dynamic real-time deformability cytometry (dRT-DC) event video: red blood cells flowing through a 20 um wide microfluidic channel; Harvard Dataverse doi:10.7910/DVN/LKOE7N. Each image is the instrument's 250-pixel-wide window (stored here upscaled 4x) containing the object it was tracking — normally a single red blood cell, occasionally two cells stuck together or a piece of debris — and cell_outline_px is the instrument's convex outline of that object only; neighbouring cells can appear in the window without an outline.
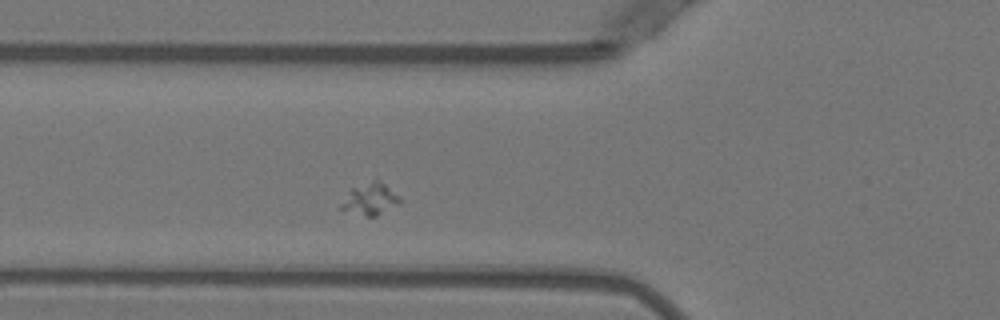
{"species": "Egyptian fruit bat (a non-hibernating species)", "species_latin": "Rousettus aegyptiacus", "temperature_condition": "warm", "stored_images_in_passage": 41, "camera_frame_rate_fps": 3000, "um_per_image_px": 0.085, "animal": {"sex": "female"}, "frame": {"image": 1, "passage_image": 7, "time_ms": 2.0, "image_size_px": [1000, 320], "cell_outline_px": [[400, 204], [376, 216], [364, 216], [340, 208], [340, 204], [348, 188], [376, 176], [400, 196]], "centroid_in_image_um": [31.45, 16.84], "position_along_channel_um": 94.3, "area_um2": 11.5}}
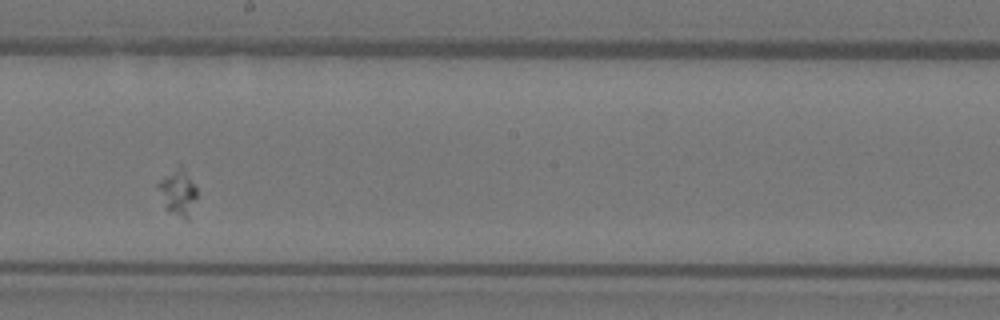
{"frame": {"image": 2, "passage_image": 18, "time_ms": 5.667, "image_size_px": [1000, 320], "cell_outline_px": [[196, 196], [188, 220], [184, 220], [168, 212], [164, 208], [156, 184], [164, 176], [180, 164], [196, 188]], "centroid_in_image_um": [15.08, 16.4], "position_along_channel_um": 233.1, "area_um2": 10.35}}
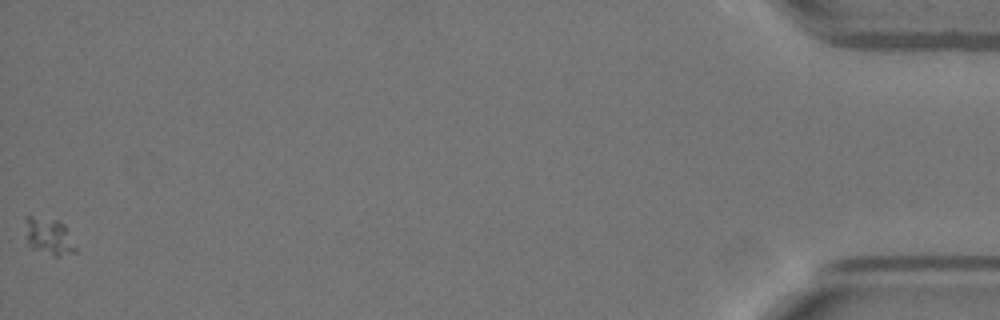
{"frame": {"image": 3, "passage_image": 41, "time_ms": 13.333, "image_size_px": [1000, 320], "cell_outline_px": [[76, 252], [60, 256], [52, 256], [28, 248], [24, 216], [32, 216], [60, 220], [64, 224], [76, 248]], "centroid_in_image_um": [4.12, 20.1], "position_along_channel_um": 431.1, "area_um2": 11.1}}